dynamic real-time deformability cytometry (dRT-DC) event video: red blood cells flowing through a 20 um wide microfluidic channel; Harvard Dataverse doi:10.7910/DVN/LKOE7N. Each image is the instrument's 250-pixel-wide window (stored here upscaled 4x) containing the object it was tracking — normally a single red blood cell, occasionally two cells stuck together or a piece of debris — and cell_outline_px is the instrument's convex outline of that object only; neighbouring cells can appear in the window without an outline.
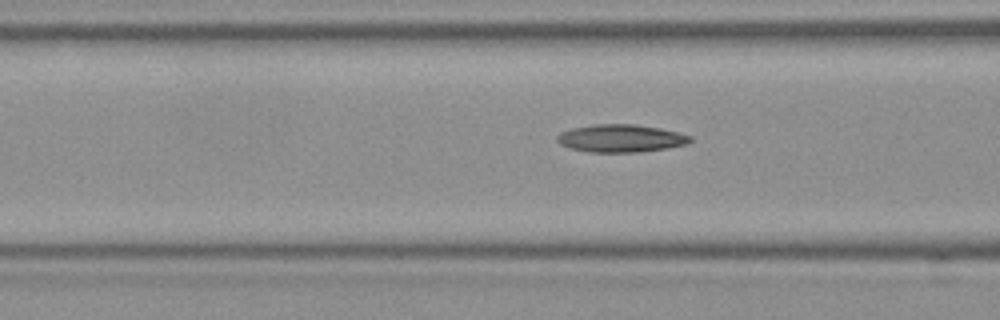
{"species": "Egyptian fruit bat (a non-hibernating species)", "species_latin": "Rousettus aegyptiacus", "temperature_condition": "room temperature", "stored_images_in_passage": 9, "camera_frame_rate_fps": 3000, "um_per_image_px": 0.085, "frame": {"image": 1, "passage_image": 7, "time_ms": 2.0, "image_size_px": [1000, 320], "cell_outline_px": [[692, 140], [688, 144], [668, 148], [636, 152], [588, 152], [568, 148], [560, 144], [556, 140], [556, 136], [560, 132], [572, 128], [592, 124], [636, 124], [660, 128], [692, 136]], "centroid_in_image_um": [52.74, 11.75], "position_along_channel_um": 113.9, "area_um2": 21.68}}